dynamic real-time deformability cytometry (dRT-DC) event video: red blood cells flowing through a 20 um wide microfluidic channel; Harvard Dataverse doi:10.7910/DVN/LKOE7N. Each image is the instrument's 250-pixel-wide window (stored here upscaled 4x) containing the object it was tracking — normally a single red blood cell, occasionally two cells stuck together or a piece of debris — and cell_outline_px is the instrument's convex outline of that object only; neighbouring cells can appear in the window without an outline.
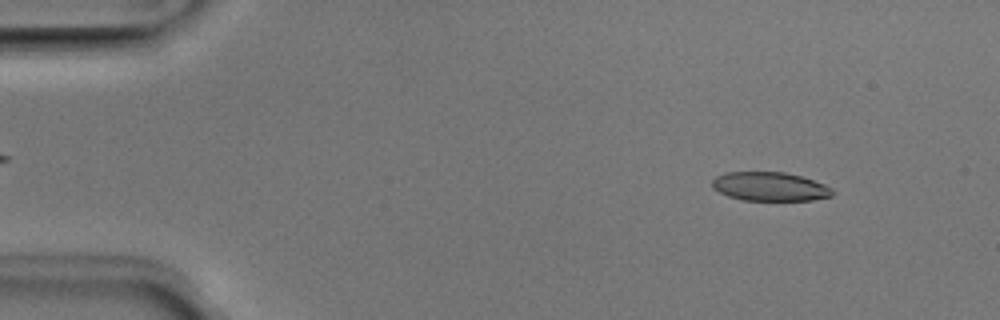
{"species": "Egyptian fruit bat (a non-hibernating species)", "species_latin": "Rousettus aegyptiacus", "temperature_condition": "room temperature", "stored_images_in_passage": 50, "camera_frame_rate_fps": 3000, "um_per_image_px": 0.085, "animal": {"sex": "male"}, "frame": {"image": 1, "passage_image": 5, "time_ms": 1.333, "image_size_px": [1000, 320], "cell_outline_px": [[836, 192], [832, 196], [812, 200], [740, 200], [728, 196], [712, 188], [712, 180], [716, 176], [724, 172], [784, 172], [800, 176], [824, 184], [832, 188]], "centroid_in_image_um": [65.43, 15.86], "position_along_channel_um": 19.6, "area_um2": 20.29}}
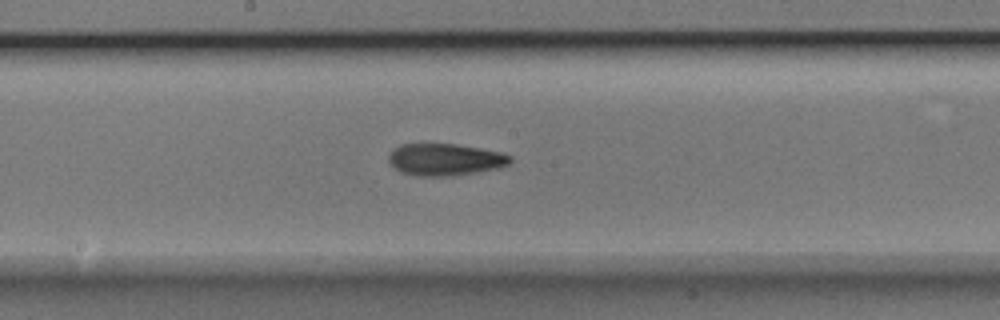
{"frame": {"image": 2, "passage_image": 26, "time_ms": 8.333, "image_size_px": [1000, 320], "cell_outline_px": [[512, 160], [508, 164], [500, 168], [476, 172], [448, 176], [416, 176], [400, 172], [388, 160], [388, 152], [392, 148], [400, 144], [456, 144], [480, 148], [500, 152], [512, 156]], "centroid_in_image_um": [37.81, 13.56], "position_along_channel_um": 210.4, "area_um2": 22.77}}
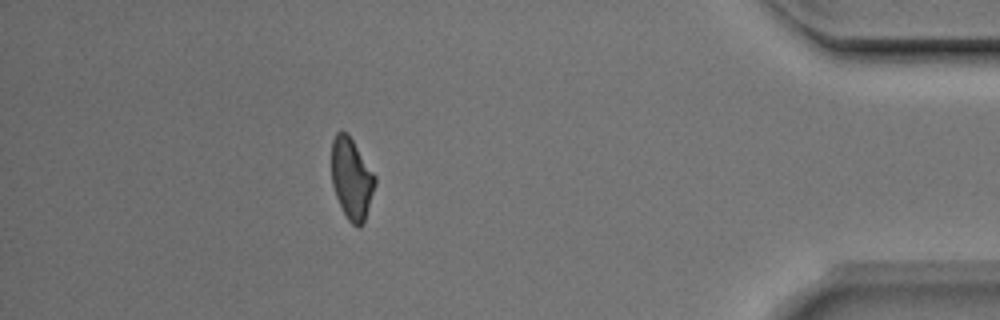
{"frame": {"image": 3, "passage_image": 44, "time_ms": 14.333, "image_size_px": [1000, 320], "cell_outline_px": [[376, 184], [364, 224], [360, 228], [356, 228], [348, 220], [336, 196], [332, 184], [332, 140], [336, 132], [348, 132], [376, 176]], "centroid_in_image_um": [29.9, 15.2], "position_along_channel_um": 405.3, "area_um2": 20.75}, "authors_computed_cell_mechanics": {"area_um2": 21.8484, "velocity_mm_per_s": 4.0289, "shape_relaxation_time_tau1_ms": null, "shape_relaxation_time_tau2_ms": 5.0921, "deformation_change_tau1": null, "deformation_change_tau2": 0.1487}}